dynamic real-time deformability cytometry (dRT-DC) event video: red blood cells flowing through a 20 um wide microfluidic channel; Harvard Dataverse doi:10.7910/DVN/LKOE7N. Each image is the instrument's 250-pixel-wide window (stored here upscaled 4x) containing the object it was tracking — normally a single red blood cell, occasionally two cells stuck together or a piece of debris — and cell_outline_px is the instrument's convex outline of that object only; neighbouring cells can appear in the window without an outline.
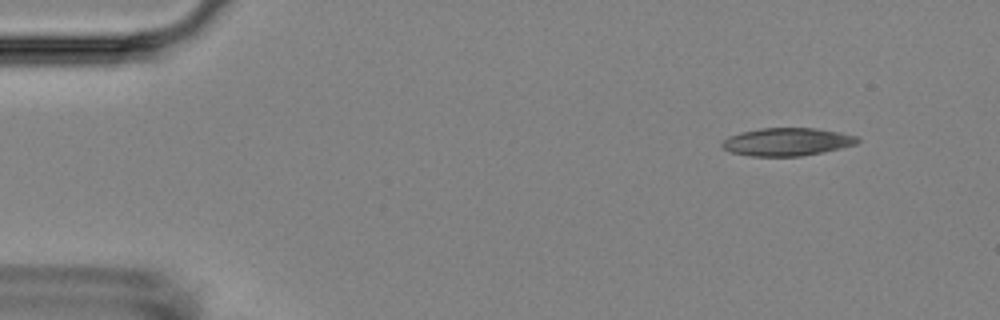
{"species": "Egyptian fruit bat (a non-hibernating species)", "species_latin": "Rousettus aegyptiacus", "temperature_condition": "room temperature", "stored_images_in_passage": 4, "camera_frame_rate_fps": 3000, "um_per_image_px": 0.085, "animal": {"sex": "female"}, "frame": {"image": 1, "passage_image": 2, "time_ms": 1.333, "image_size_px": [1000, 320], "cell_outline_px": [[860, 140], [856, 144], [824, 152], [800, 156], [752, 156], [732, 152], [724, 148], [720, 144], [728, 136], [740, 132], [760, 128], [816, 128], [840, 132], [856, 136]], "centroid_in_image_um": [66.9, 12.05], "position_along_channel_um": 18.1, "area_um2": 21.96}}